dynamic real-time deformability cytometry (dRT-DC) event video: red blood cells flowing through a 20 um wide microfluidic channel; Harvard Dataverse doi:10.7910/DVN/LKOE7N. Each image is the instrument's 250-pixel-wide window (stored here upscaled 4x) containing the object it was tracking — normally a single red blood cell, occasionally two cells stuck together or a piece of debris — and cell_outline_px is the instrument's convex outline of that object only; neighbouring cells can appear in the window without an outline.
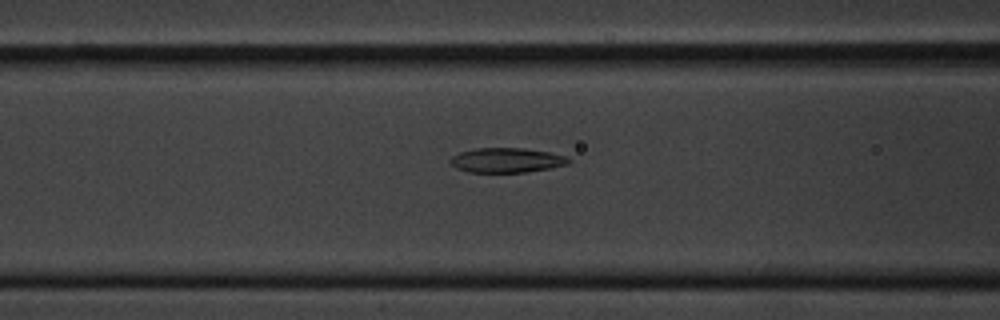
{"species": "common noctule bat (a hibernating species)", "species_latin": "Nyctalus noctula", "temperature_condition": "cold", "stored_images_in_passage": 23, "camera_frame_rate_fps": 3000, "um_per_image_px": 0.085, "animal": {"sex": "male", "body_mass_g": 20.1, "forearm_length_mm": 53.5}, "frame": {"image": 1, "passage_image": 14, "time_ms": 4.333, "image_size_px": [1000, 320], "cell_outline_px": [[572, 160], [568, 164], [552, 168], [528, 172], [468, 172], [456, 168], [448, 160], [452, 156], [460, 152], [476, 148], [524, 148], [548, 152], [568, 156]], "centroid_in_image_um": [43.09, 13.62], "position_along_channel_um": 123.5, "area_um2": 17.17}}
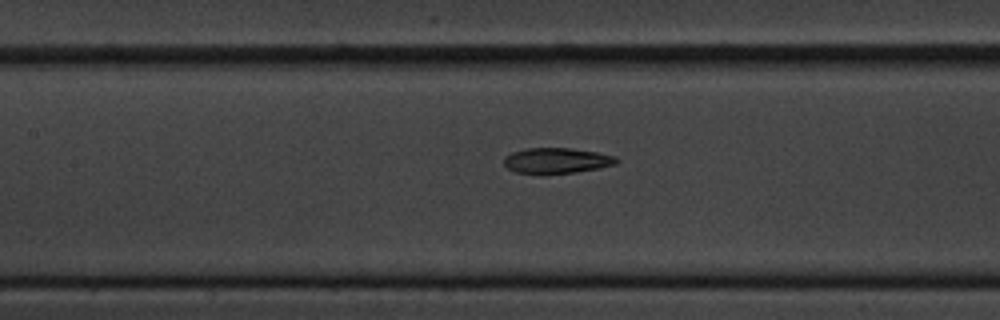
{"frame": {"image": 2, "passage_image": 17, "time_ms": 5.333, "image_size_px": [1000, 320], "cell_outline_px": [[620, 160], [616, 164], [600, 168], [576, 172], [544, 176], [540, 176], [516, 172], [508, 168], [504, 164], [504, 156], [512, 152], [524, 148], [568, 148], [596, 152], [616, 156]], "centroid_in_image_um": [47.29, 13.68], "position_along_channel_um": 160.1, "area_um2": 17.34}}
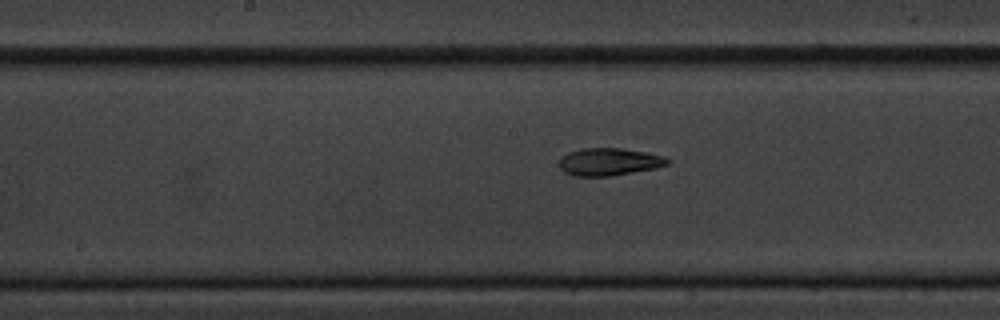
{"frame": {"image": 3, "passage_image": 20, "time_ms": 6.333, "image_size_px": [1000, 320], "cell_outline_px": [[668, 164], [656, 168], [612, 176], [572, 176], [564, 172], [560, 168], [560, 160], [568, 152], [580, 148], [624, 148], [664, 156], [668, 160]], "centroid_in_image_um": [51.75, 13.75], "position_along_channel_um": 196.4, "area_um2": 17.34}}